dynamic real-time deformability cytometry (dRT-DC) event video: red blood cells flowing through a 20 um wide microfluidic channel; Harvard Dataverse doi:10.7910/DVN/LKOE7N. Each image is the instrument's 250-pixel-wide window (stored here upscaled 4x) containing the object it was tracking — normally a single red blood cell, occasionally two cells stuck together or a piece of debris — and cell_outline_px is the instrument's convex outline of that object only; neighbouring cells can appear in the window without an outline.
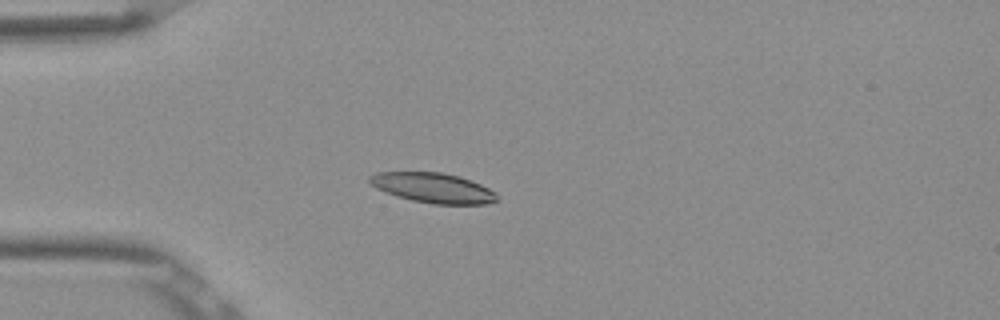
{"species": "Egyptian fruit bat (a non-hibernating species)", "species_latin": "Rousettus aegyptiacus", "temperature_condition": "room temperature", "stored_images_in_passage": 52, "camera_frame_rate_fps": 3000, "um_per_image_px": 0.085, "frame": {"image": 1, "passage_image": 14, "time_ms": 4.333, "image_size_px": [1000, 320], "cell_outline_px": [[500, 200], [488, 204], [432, 204], [412, 200], [396, 196], [376, 188], [368, 180], [368, 176], [376, 172], [440, 172], [460, 176], [480, 184], [496, 192]], "centroid_in_image_um": [36.83, 15.97], "position_along_channel_um": 48.2, "area_um2": 22.37}}
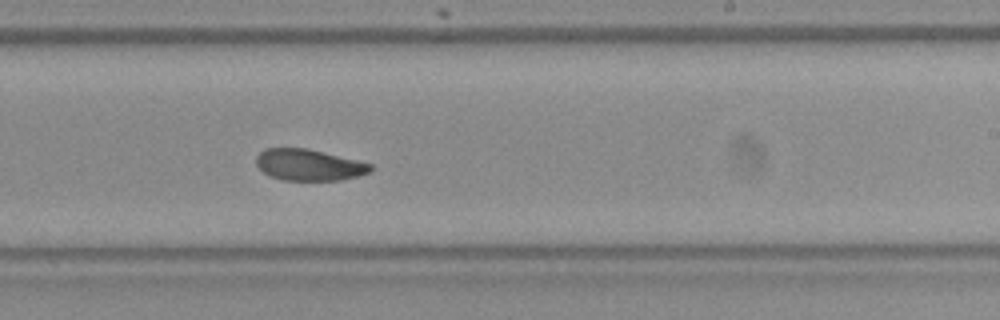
{"frame": {"image": 2, "passage_image": 32, "time_ms": 10.333, "image_size_px": [1000, 320], "cell_outline_px": [[372, 172], [340, 180], [284, 180], [272, 176], [264, 172], [256, 164], [256, 156], [264, 148], [308, 148], [372, 164]], "centroid_in_image_um": [26.26, 14.01], "position_along_channel_um": 262.7, "area_um2": 20.75}}
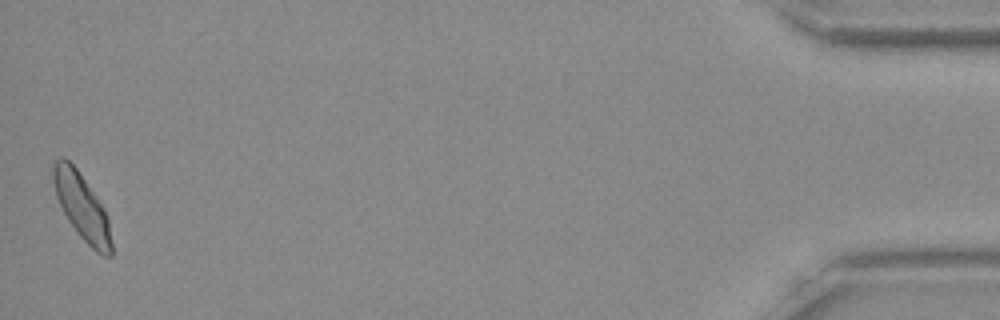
{"frame": {"image": 3, "passage_image": 52, "time_ms": 17.0, "image_size_px": [1000, 320], "cell_outline_px": [[112, 256], [104, 256], [96, 252], [76, 232], [68, 220], [56, 196], [52, 180], [52, 164], [60, 156], [64, 156], [76, 168], [96, 196], [104, 208], [108, 220], [112, 244]], "centroid_in_image_um": [6.94, 17.56], "position_along_channel_um": 428.3, "area_um2": 22.31}, "authors_computed_cell_mechanics": {"area_um2": 21.8484, "velocity_mm_per_s": 3.8361, "shape_relaxation_time_tau1_ms": 4.5141, "shape_relaxation_time_tau2_ms": 4.0711, "deformation_change_tau1": 0.124, "deformation_change_tau2": 0.0773}}